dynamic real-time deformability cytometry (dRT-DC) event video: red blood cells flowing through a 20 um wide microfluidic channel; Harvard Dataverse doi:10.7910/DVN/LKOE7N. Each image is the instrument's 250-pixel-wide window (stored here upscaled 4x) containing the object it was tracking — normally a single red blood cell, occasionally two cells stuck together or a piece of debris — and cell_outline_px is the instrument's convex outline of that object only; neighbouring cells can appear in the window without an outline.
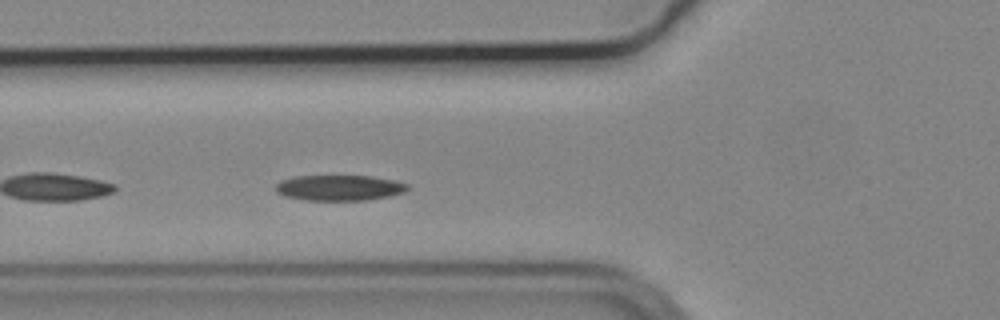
{"species": "common noctule bat (a hibernating species)", "species_latin": "Nyctalus noctula", "temperature_condition": "cold", "stored_images_in_passage": 33, "camera_frame_rate_fps": 3000, "um_per_image_px": 0.085, "animal": {"sex": "male", "body_mass_g": 19.2, "forearm_length_mm": 51.8}, "frame": {"image": 1, "passage_image": 6, "time_ms": 1.667, "image_size_px": [1000, 320], "cell_outline_px": [[408, 188], [404, 192], [388, 196], [368, 200], [308, 200], [284, 196], [276, 192], [276, 184], [280, 180], [296, 176], [372, 176], [392, 180], [408, 184]], "centroid_in_image_um": [28.82, 15.96], "position_along_channel_um": 97.0, "area_um2": 19.54}}
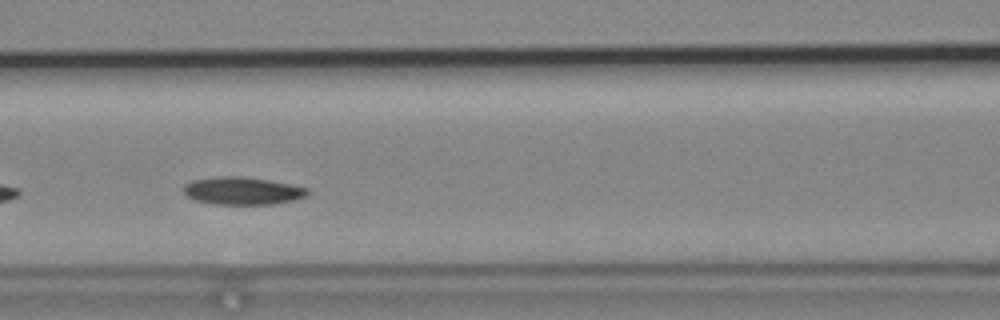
{"frame": {"image": 2, "passage_image": 10, "time_ms": 3.0, "image_size_px": [1000, 320], "cell_outline_px": [[308, 196], [296, 200], [272, 204], [212, 204], [196, 200], [188, 196], [184, 192], [184, 184], [192, 180], [216, 176], [240, 176], [268, 180], [292, 184], [308, 188]], "centroid_in_image_um": [20.63, 16.22], "position_along_channel_um": 146.0, "area_um2": 20.06}, "authors_computed_cell_mechanics": {"area_um2": 19.5364, "velocity_mm_per_s": 3.6386, "shape_relaxation_time_tau1_ms": 4.267, "shape_relaxation_time_tau2_ms": 6.6847, "deformation_change_tau1": 0.0938, "deformation_change_tau2": 0.1053}}